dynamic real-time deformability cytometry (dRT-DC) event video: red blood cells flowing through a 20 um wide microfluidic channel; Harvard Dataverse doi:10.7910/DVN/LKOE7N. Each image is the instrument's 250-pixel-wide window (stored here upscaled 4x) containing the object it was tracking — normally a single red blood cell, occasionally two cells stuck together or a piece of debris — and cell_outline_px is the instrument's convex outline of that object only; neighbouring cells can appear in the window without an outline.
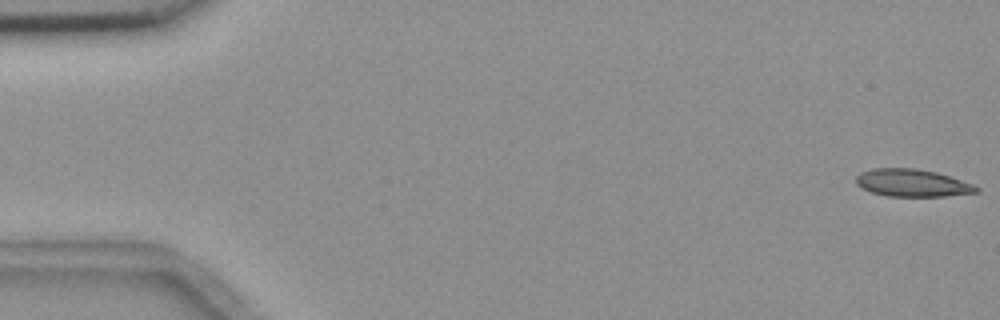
{"species": "common noctule bat (a hibernating species)", "species_latin": "Nyctalus noctula", "temperature_condition": "room temperature", "stored_images_in_passage": 5, "camera_frame_rate_fps": 3000, "um_per_image_px": 0.085, "animal": {"sex": "female", "body_mass_g": 18.4}, "frame": {"image": 1, "passage_image": 1, "time_ms": 0.0, "image_size_px": [1000, 320], "cell_outline_px": [[980, 192], [944, 196], [888, 196], [872, 192], [860, 188], [856, 184], [856, 176], [860, 172], [872, 168], [916, 168], [936, 172], [976, 184], [980, 188]], "centroid_in_image_um": [77.56, 15.54], "position_along_channel_um": 7.4, "area_um2": 19.48}}